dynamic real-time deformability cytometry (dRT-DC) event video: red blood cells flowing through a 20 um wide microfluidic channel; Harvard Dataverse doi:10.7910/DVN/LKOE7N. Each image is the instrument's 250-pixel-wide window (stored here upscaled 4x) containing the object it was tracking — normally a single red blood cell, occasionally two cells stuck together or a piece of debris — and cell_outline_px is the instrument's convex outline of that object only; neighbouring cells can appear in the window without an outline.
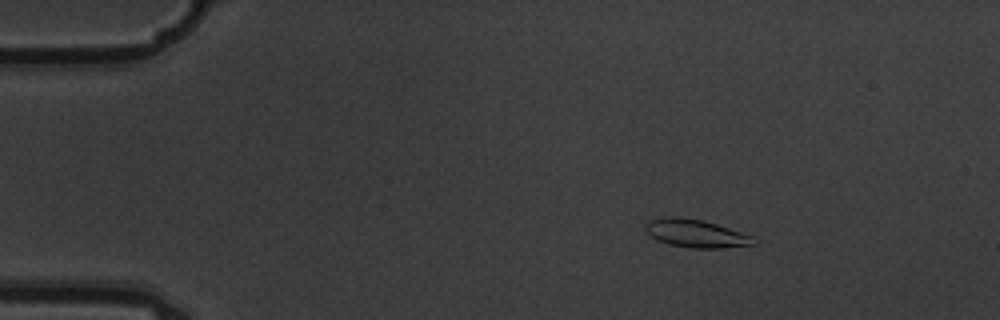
{"species": "common noctule bat (a hibernating species)", "species_latin": "Nyctalus noctula", "temperature_condition": "warm", "stored_images_in_passage": 5, "camera_frame_rate_fps": 3000, "um_per_image_px": 0.085, "animal": {"sex": "male", "body_mass_g": 19.5, "forearm_length_mm": 54.6}, "frame": {"image": 1, "passage_image": 3, "time_ms": 0.667, "image_size_px": [1000, 320], "cell_outline_px": [[756, 244], [724, 248], [692, 248], [668, 244], [656, 240], [644, 228], [644, 224], [652, 220], [668, 216], [672, 216], [700, 220], [716, 224], [752, 236]], "centroid_in_image_um": [59.13, 19.86], "position_along_channel_um": 25.9, "area_um2": 17.34}}